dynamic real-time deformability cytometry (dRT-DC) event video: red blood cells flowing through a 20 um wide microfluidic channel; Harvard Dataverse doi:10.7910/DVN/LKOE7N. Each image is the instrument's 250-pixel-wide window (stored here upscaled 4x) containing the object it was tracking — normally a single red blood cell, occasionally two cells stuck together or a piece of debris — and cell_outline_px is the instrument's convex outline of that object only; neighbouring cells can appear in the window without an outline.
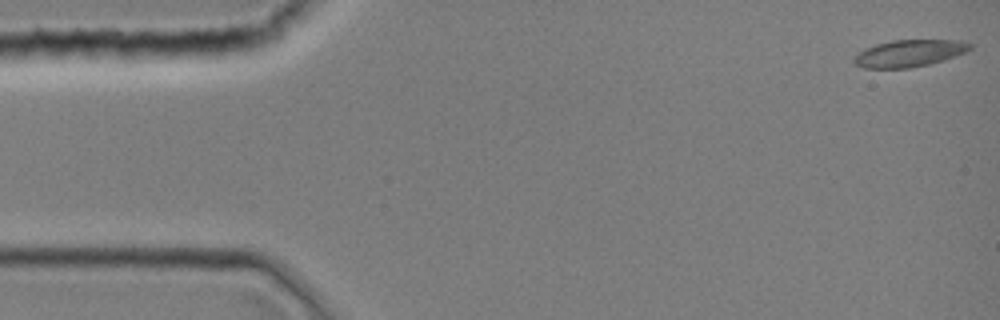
{"species": "common noctule bat (a hibernating species)", "species_latin": "Nyctalus noctula", "temperature_condition": "room temperature", "stored_images_in_passage": 44, "camera_frame_rate_fps": 3000, "um_per_image_px": 0.085, "animal": {"sex": "female", "body_mass_g": 19.0, "forearm_length_mm": 51.5}, "frame": {"image": 1, "passage_image": 1, "time_ms": 0.0, "image_size_px": [1000, 320], "cell_outline_px": [[972, 48], [964, 52], [944, 60], [928, 64], [908, 68], [864, 68], [856, 64], [852, 60], [864, 48], [876, 44], [892, 40], [960, 40], [972, 44]], "centroid_in_image_um": [77.28, 4.52], "position_along_channel_um": 7.7, "area_um2": 18.09}}
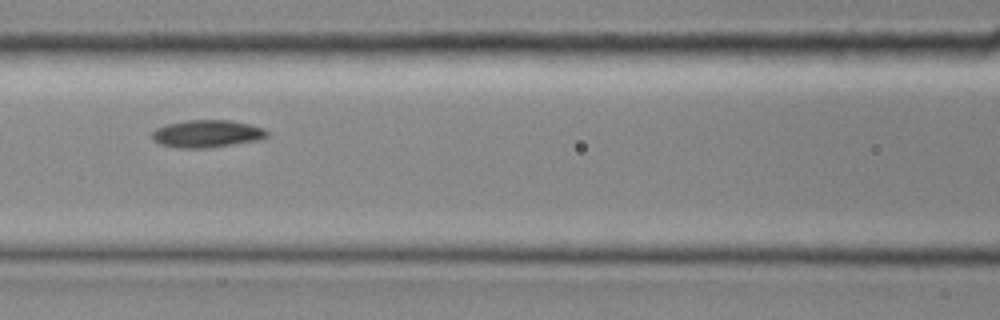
{"frame": {"image": 2, "passage_image": 19, "time_ms": 6.0, "image_size_px": [1000, 320], "cell_outline_px": [[268, 136], [260, 140], [208, 148], [176, 148], [160, 144], [152, 140], [152, 132], [156, 128], [168, 124], [188, 120], [228, 120], [248, 124], [264, 128], [268, 132]], "centroid_in_image_um": [17.59, 11.38], "position_along_channel_um": 149.0, "area_um2": 18.44}}
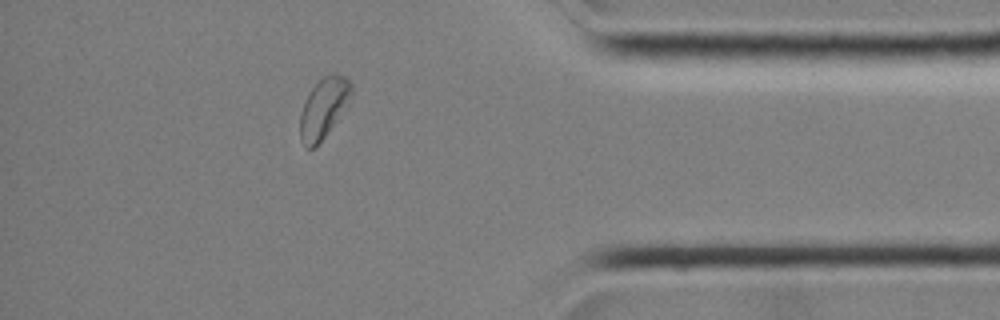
{"frame": {"image": 3, "passage_image": 38, "time_ms": 12.333, "image_size_px": [1000, 320], "cell_outline_px": [[352, 92], [332, 124], [316, 148], [308, 148], [300, 140], [300, 112], [312, 88], [324, 76], [332, 72], [344, 76], [352, 84]], "centroid_in_image_um": [27.46, 9.17], "position_along_channel_um": 407.7, "area_um2": 17.11}}